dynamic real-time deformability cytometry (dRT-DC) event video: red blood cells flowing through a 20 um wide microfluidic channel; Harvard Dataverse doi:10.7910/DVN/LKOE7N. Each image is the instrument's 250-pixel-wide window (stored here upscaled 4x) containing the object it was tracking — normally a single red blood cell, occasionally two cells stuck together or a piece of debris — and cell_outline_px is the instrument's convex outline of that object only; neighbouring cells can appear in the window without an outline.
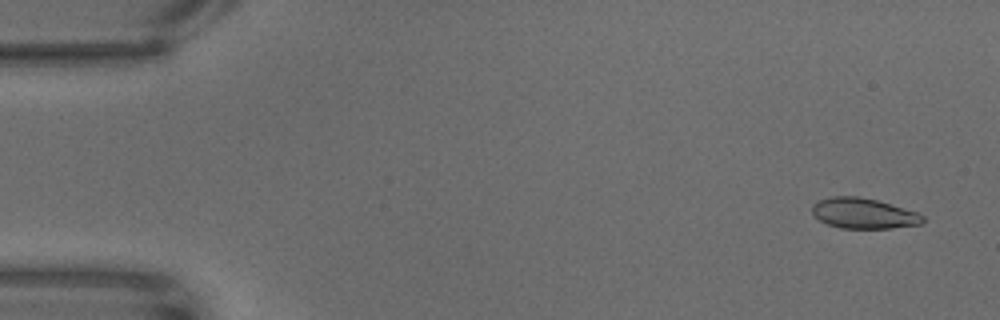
{"species": "common noctule bat (a hibernating species)", "species_latin": "Nyctalus noctula", "temperature_condition": "warm", "stored_images_in_passage": 64, "camera_frame_rate_fps": 3000, "um_per_image_px": 0.085, "animal": {"sex": "male", "body_mass_g": 18.8}, "frame": {"image": 1, "passage_image": 4, "time_ms": 1.0, "image_size_px": [1000, 320], "cell_outline_px": [[924, 220], [920, 224], [892, 228], [840, 228], [828, 224], [820, 220], [812, 212], [812, 204], [820, 200], [832, 196], [856, 196], [876, 200], [916, 212], [924, 216]], "centroid_in_image_um": [73.39, 18.14], "position_along_channel_um": 11.6, "area_um2": 19.36}}
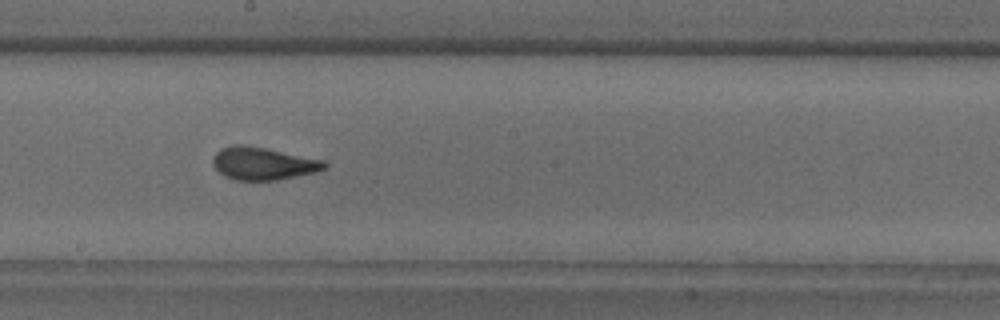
{"frame": {"image": 2, "passage_image": 36, "time_ms": 11.667, "image_size_px": [1000, 320], "cell_outline_px": [[328, 164], [324, 168], [316, 172], [276, 180], [236, 180], [224, 176], [212, 164], [212, 156], [220, 148], [232, 144], [244, 144], [324, 160]], "centroid_in_image_um": [22.32, 13.89], "position_along_channel_um": 225.9, "area_um2": 21.21}}
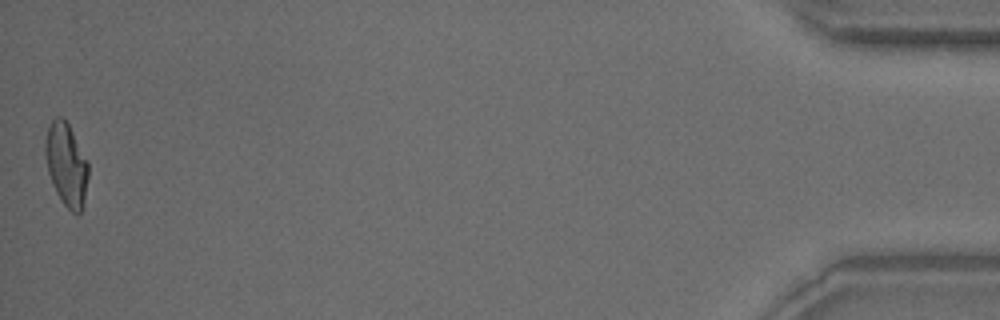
{"frame": {"image": 3, "passage_image": 64, "time_ms": 21.0, "image_size_px": [1000, 320], "cell_outline_px": [[88, 176], [84, 204], [80, 212], [76, 216], [60, 200], [52, 184], [48, 172], [44, 152], [44, 140], [48, 128], [52, 120], [56, 116], [60, 116], [68, 124], [88, 160]], "centroid_in_image_um": [5.63, 14.0], "position_along_channel_um": 429.6, "area_um2": 20.98}}